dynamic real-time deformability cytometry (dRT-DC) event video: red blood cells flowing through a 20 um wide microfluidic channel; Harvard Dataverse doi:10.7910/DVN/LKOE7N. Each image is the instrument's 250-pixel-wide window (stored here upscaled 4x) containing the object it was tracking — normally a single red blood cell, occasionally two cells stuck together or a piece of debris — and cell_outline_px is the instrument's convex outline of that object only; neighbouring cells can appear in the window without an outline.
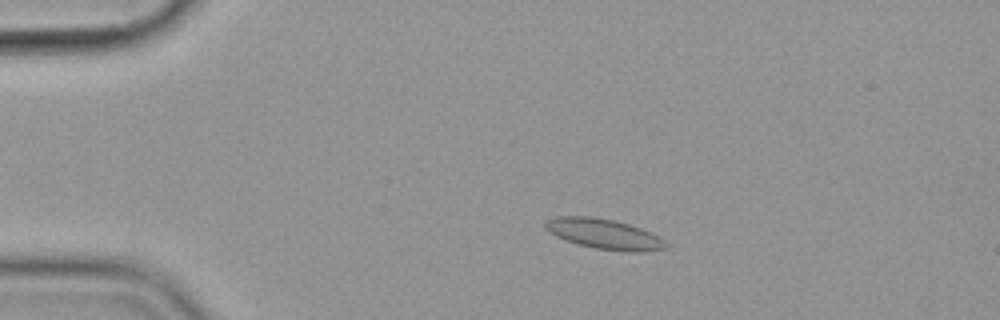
{"species": "common noctule bat (a hibernating species)", "species_latin": "Nyctalus noctula", "temperature_condition": "cold", "stored_images_in_passage": 56, "camera_frame_rate_fps": 3000, "um_per_image_px": 0.085, "animal": {"sex": "female", "body_mass_g": 19.9}, "frame": {"image": 1, "passage_image": 11, "time_ms": 3.333, "image_size_px": [1000, 320], "cell_outline_px": [[668, 248], [640, 252], [624, 252], [596, 248], [564, 240], [548, 232], [544, 228], [544, 220], [556, 216], [592, 216], [616, 220], [640, 228], [664, 240], [668, 244]], "centroid_in_image_um": [51.3, 19.88], "position_along_channel_um": 33.7, "area_um2": 21.33}}
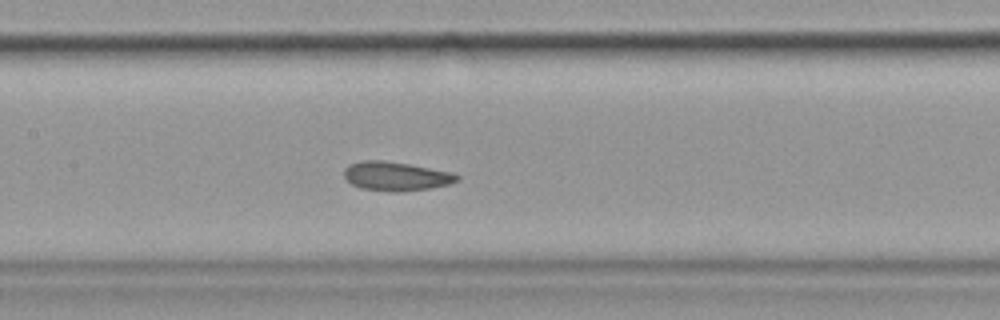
{"frame": {"image": 2, "passage_image": 27, "time_ms": 8.667, "image_size_px": [1000, 320], "cell_outline_px": [[460, 180], [448, 184], [428, 188], [400, 192], [392, 192], [360, 188], [352, 184], [344, 176], [344, 168], [348, 164], [364, 160], [384, 160], [408, 164], [452, 172], [460, 176]], "centroid_in_image_um": [33.64, 14.97], "position_along_channel_um": 173.8, "area_um2": 19.07}}
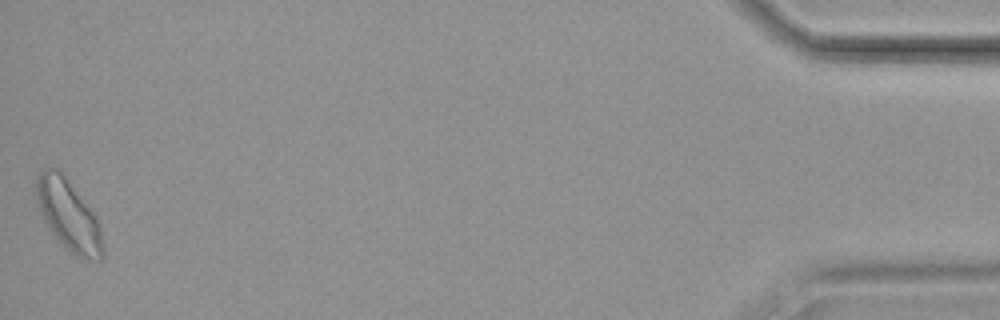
{"frame": {"image": 3, "passage_image": 56, "time_ms": 18.333, "image_size_px": [1000, 320], "cell_outline_px": [[104, 256], [100, 260], [76, 256], [56, 240], [48, 228], [40, 212], [36, 200], [36, 176], [44, 168], [56, 168], [64, 176], [96, 216], [100, 224], [104, 244]], "centroid_in_image_um": [5.82, 18.32], "position_along_channel_um": 429.4, "area_um2": 27.34}, "authors_computed_cell_mechanics": {"area_um2": 19.8254, "velocity_mm_per_s": 3.5573, "shape_relaxation_time_tau1_ms": 3.3484, "shape_relaxation_time_tau2_ms": 1.7065, "deformation_change_tau1": 0.0928, "deformation_change_tau2": 0.0871}}